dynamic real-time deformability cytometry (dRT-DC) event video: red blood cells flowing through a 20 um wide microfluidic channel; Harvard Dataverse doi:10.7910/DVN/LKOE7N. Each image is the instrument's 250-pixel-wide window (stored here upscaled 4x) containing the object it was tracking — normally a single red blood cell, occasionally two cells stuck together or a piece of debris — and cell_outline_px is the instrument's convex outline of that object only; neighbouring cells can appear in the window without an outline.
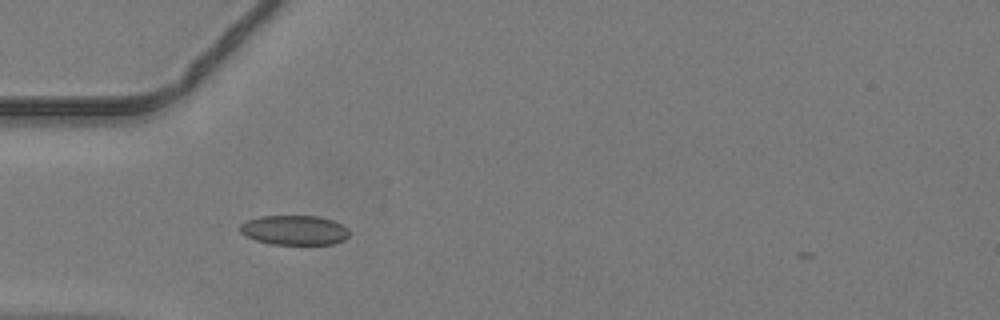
{"species": "common noctule bat (a hibernating species)", "species_latin": "Nyctalus noctula", "temperature_condition": "warm", "stored_images_in_passage": 19, "camera_frame_rate_fps": 3000, "um_per_image_px": 0.085, "animal": {"sex": "male", "body_mass_g": 19.2, "forearm_length_mm": 51.8}, "frame": {"image": 1, "passage_image": 5, "time_ms": 1.333, "image_size_px": [1000, 320], "cell_outline_px": [[348, 236], [344, 240], [332, 244], [272, 244], [256, 240], [244, 236], [240, 232], [240, 224], [248, 220], [260, 216], [320, 216], [332, 220], [348, 228]], "centroid_in_image_um": [25.01, 19.56], "position_along_channel_um": 60.0, "area_um2": 18.84}}
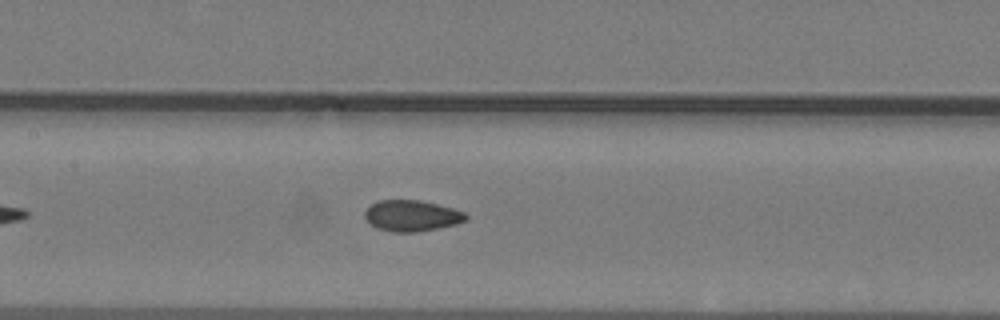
{"frame": {"image": 2, "passage_image": 13, "time_ms": 4.0, "image_size_px": [1000, 320], "cell_outline_px": [[468, 220], [456, 224], [416, 232], [392, 232], [376, 228], [364, 216], [364, 212], [372, 204], [380, 200], [420, 200], [452, 208], [464, 212], [468, 216]], "centroid_in_image_um": [35.01, 18.34], "position_along_channel_um": 172.4, "area_um2": 18.15}}
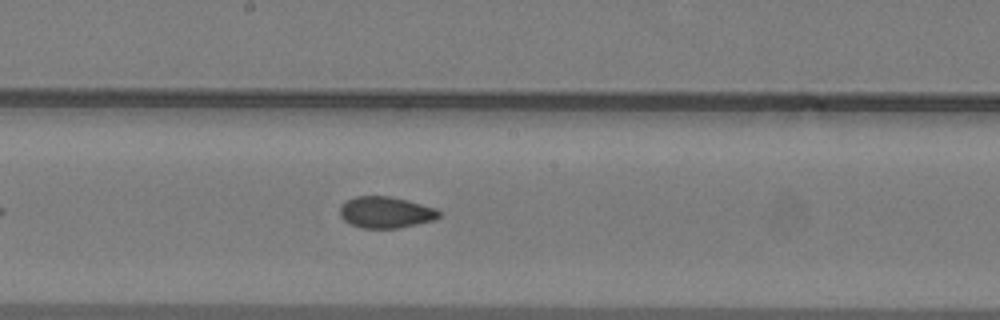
{"frame": {"image": 3, "passage_image": 16, "time_ms": 5.0, "image_size_px": [1000, 320], "cell_outline_px": [[440, 216], [432, 220], [396, 228], [360, 228], [344, 220], [340, 216], [340, 208], [348, 200], [356, 196], [388, 196], [436, 208], [440, 212]], "centroid_in_image_um": [32.76, 18.05], "position_along_channel_um": 215.4, "area_um2": 17.69}}